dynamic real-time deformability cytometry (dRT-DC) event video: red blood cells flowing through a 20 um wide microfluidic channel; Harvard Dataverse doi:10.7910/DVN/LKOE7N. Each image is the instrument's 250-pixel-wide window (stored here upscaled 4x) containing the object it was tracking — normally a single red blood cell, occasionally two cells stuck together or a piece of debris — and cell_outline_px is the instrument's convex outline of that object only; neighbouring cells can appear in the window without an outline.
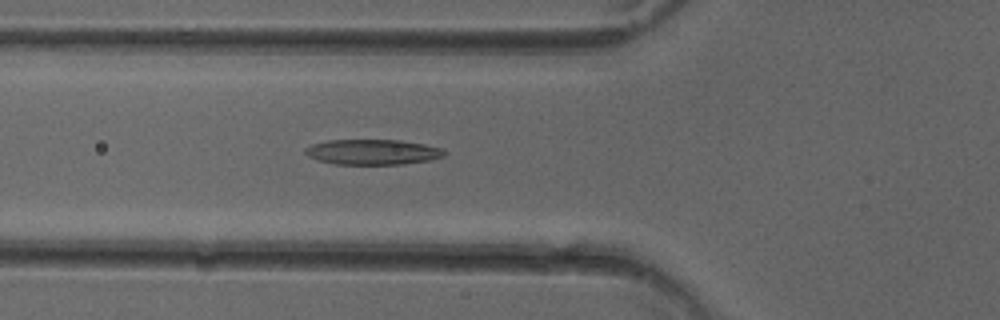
{"species": "common noctule bat (a hibernating species)", "species_latin": "Nyctalus noctula", "temperature_condition": "cold", "stored_images_in_passage": 51, "camera_frame_rate_fps": 3000, "um_per_image_px": 0.085, "animal": {"sex": "female"}, "frame": {"image": 1, "passage_image": 19, "time_ms": 6.0, "image_size_px": [1000, 320], "cell_outline_px": [[444, 156], [428, 160], [404, 164], [336, 164], [316, 160], [308, 156], [304, 152], [304, 148], [312, 144], [328, 140], [400, 140], [424, 144], [444, 148]], "centroid_in_image_um": [31.65, 12.92], "position_along_channel_um": 94.2, "area_um2": 20.52}}
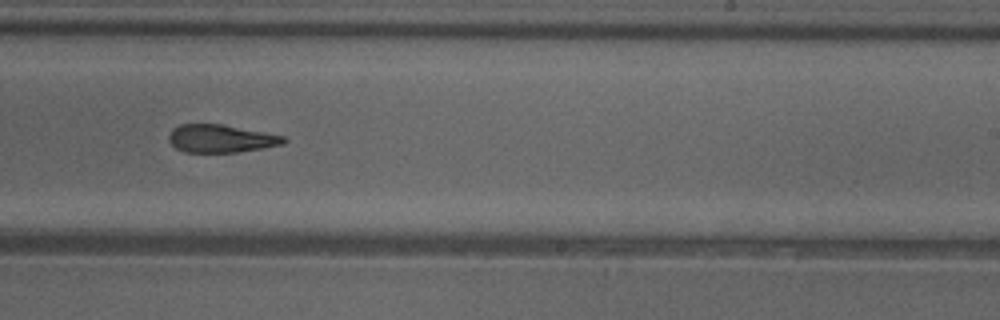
{"frame": {"image": 2, "passage_image": 32, "time_ms": 10.333, "image_size_px": [1000, 320], "cell_outline_px": [[288, 140], [284, 144], [236, 152], [184, 152], [176, 148], [168, 140], [168, 136], [172, 128], [180, 124], [220, 124], [264, 132], [284, 136]], "centroid_in_image_um": [18.74, 11.77], "position_along_channel_um": 270.3, "area_um2": 18.55}}
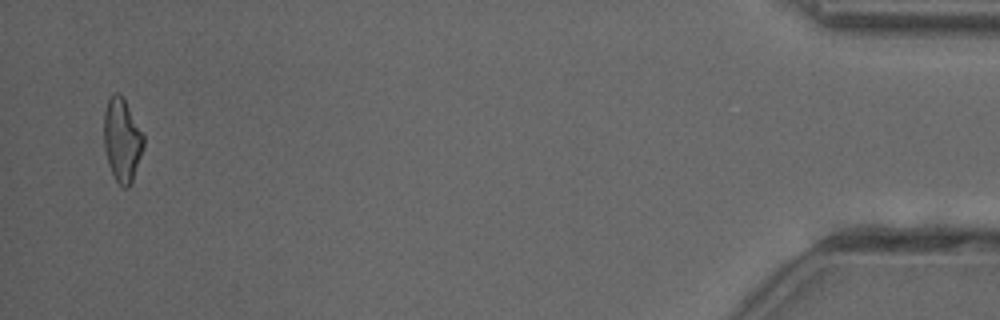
{"frame": {"image": 3, "passage_image": 50, "time_ms": 16.333, "image_size_px": [1000, 320], "cell_outline_px": [[144, 144], [132, 180], [128, 188], [124, 188], [116, 180], [112, 172], [104, 148], [104, 112], [108, 100], [116, 92], [124, 100], [144, 136]], "centroid_in_image_um": [10.36, 11.91], "position_along_channel_um": 424.8, "area_um2": 18.55}, "authors_computed_cell_mechanics": {"area_um2": 20.2878, "velocity_mm_per_s": 4.04, "shape_relaxation_time_tau1_ms": 6.5711, "shape_relaxation_time_tau2_ms": 2.6534, "deformation_change_tau1": 0.1994, "deformation_change_tau2": 0.1219}}